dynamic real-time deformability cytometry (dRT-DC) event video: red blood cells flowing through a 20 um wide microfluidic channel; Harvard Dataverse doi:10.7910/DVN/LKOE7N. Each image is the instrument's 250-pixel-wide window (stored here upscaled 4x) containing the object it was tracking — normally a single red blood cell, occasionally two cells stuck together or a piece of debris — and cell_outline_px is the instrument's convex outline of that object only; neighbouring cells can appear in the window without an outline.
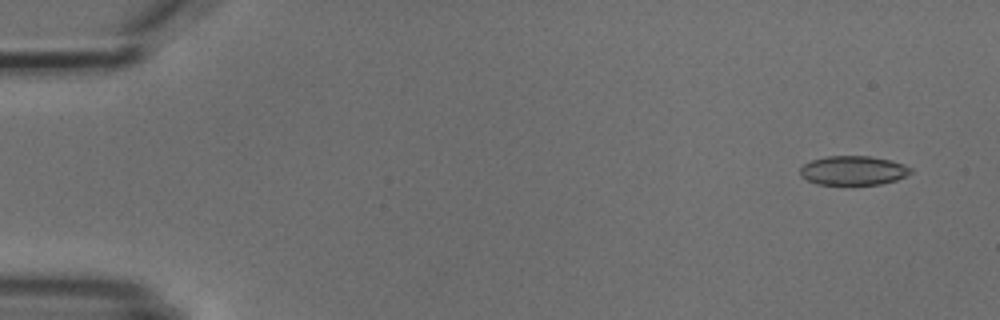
{"species": "common noctule bat (a hibernating species)", "species_latin": "Nyctalus noctula", "temperature_condition": "cold", "stored_images_in_passage": 6, "camera_frame_rate_fps": 3000, "um_per_image_px": 0.085, "animal": {"sex": "male", "body_mass_g": 18.8}, "frame": {"image": 1, "passage_image": 1, "time_ms": 0.0, "image_size_px": [1000, 320], "cell_outline_px": [[912, 172], [896, 180], [880, 184], [816, 184], [800, 176], [800, 168], [804, 164], [812, 160], [828, 156], [868, 156], [892, 160], [904, 164], [912, 168]], "centroid_in_image_um": [72.53, 14.48], "position_along_channel_um": 12.5, "area_um2": 18.73}}
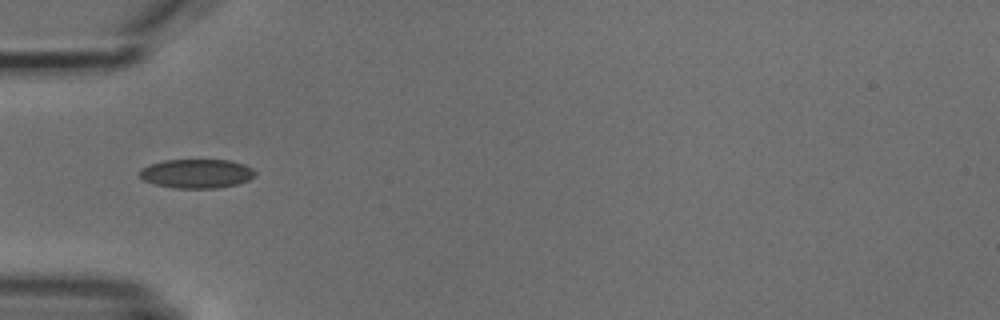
{"frame": {"image": 2, "passage_image": 5, "time_ms": 4.667, "image_size_px": [1000, 320], "cell_outline_px": [[256, 176], [248, 180], [236, 184], [216, 188], [172, 188], [152, 184], [144, 180], [140, 176], [140, 168], [148, 164], [164, 160], [232, 160], [244, 164], [252, 168], [256, 172]], "centroid_in_image_um": [16.7, 14.75], "position_along_channel_um": 68.3, "area_um2": 19.77}}
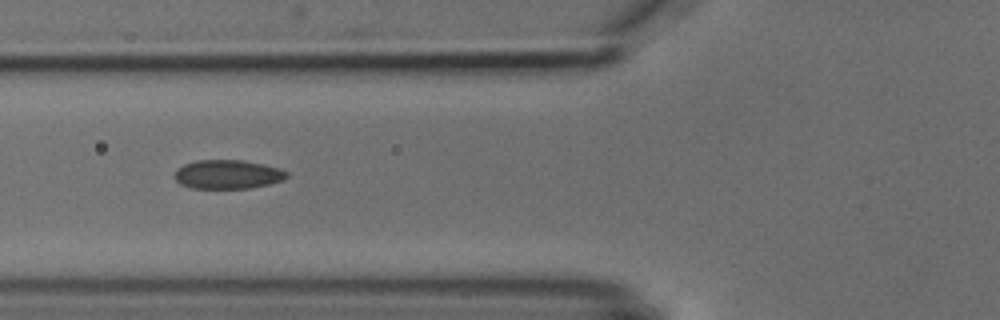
{"frame": {"image": 3, "passage_image": 6, "time_ms": 5.667, "image_size_px": [1000, 320], "cell_outline_px": [[288, 176], [284, 180], [268, 184], [248, 188], [192, 188], [180, 184], [172, 176], [176, 168], [184, 164], [196, 160], [240, 160], [280, 168], [288, 172]], "centroid_in_image_um": [19.31, 14.82], "position_along_channel_um": 106.5, "area_um2": 18.96}}